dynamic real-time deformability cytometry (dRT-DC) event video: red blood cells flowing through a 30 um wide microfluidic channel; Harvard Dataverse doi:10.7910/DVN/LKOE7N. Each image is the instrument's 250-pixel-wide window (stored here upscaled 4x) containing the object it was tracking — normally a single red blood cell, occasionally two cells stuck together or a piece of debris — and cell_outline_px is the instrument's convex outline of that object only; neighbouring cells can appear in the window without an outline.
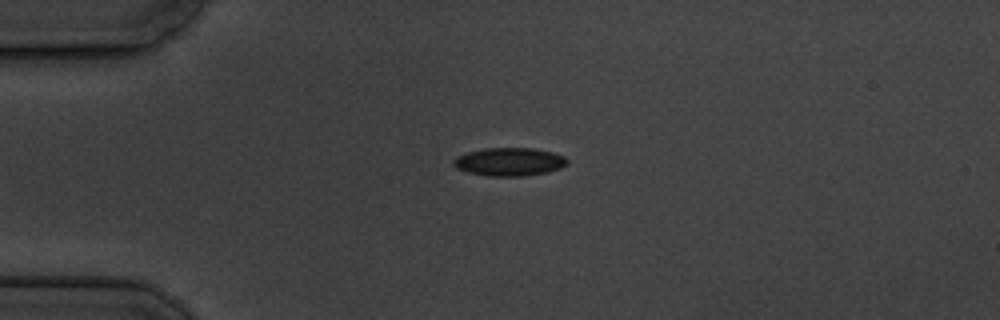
{"species": "common noctule bat (a hibernating species)", "species_latin": "Nyctalus noctula", "temperature_condition": "cold", "stored_images_in_passage": 2, "camera_frame_rate_fps": 3000, "um_per_image_px": 0.085, "animal": {"sex": "male", "body_mass_g": 19.5, "forearm_length_mm": 54.6}, "frame": {"image": 1, "passage_image": 1, "time_ms": 0.0, "image_size_px": [1000, 320], "cell_outline_px": [[568, 164], [560, 168], [548, 172], [520, 176], [488, 176], [468, 172], [456, 168], [452, 164], [452, 160], [456, 156], [468, 152], [484, 148], [532, 148], [552, 152], [564, 156], [568, 160]], "centroid_in_image_um": [43.28, 13.75], "position_along_channel_um": 41.7, "area_um2": 18.73}}